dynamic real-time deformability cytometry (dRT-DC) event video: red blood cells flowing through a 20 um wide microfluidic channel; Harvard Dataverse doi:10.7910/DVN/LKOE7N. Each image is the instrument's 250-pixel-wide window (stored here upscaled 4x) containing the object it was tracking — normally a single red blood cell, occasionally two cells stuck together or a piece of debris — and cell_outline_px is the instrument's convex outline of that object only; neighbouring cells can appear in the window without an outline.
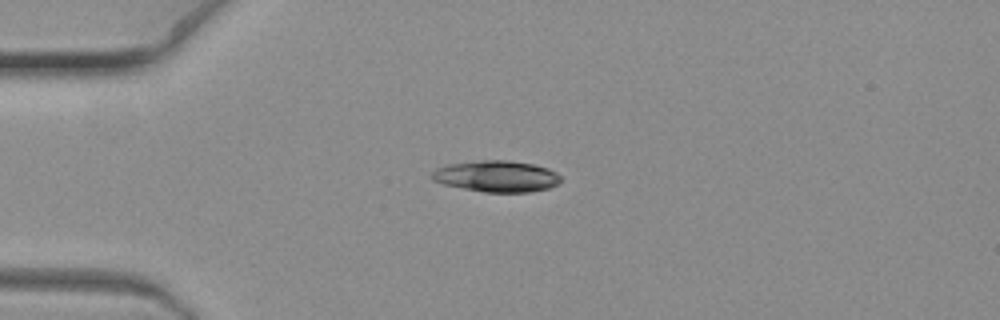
{"species": "common noctule bat (a hibernating species)", "species_latin": "Nyctalus noctula", "temperature_condition": "warm", "stored_images_in_passage": 2, "camera_frame_rate_fps": 3000, "um_per_image_px": 0.085, "animal": {"sex": "female", "body_mass_g": 19.3, "forearm_length_mm": 54.1}, "frame": {"image": 1, "passage_image": 1, "time_ms": 0.0, "image_size_px": [1000, 320], "cell_outline_px": [[560, 180], [556, 184], [548, 188], [528, 192], [484, 192], [444, 184], [432, 180], [432, 172], [436, 168], [444, 164], [480, 160], [508, 160], [532, 164], [548, 168], [556, 172], [560, 176]], "centroid_in_image_um": [42.18, 14.97], "position_along_channel_um": 42.8, "area_um2": 23.47}}